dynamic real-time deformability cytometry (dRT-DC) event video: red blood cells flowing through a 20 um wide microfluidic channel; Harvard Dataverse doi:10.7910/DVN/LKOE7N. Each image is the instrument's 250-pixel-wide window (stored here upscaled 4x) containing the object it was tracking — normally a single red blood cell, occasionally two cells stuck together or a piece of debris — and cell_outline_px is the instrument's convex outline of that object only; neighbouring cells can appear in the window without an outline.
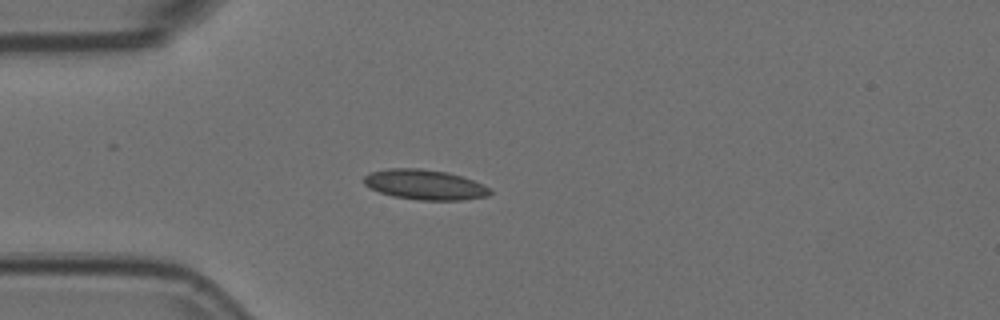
{"species": "Egyptian fruit bat (a non-hibernating species)", "species_latin": "Rousettus aegyptiacus", "temperature_condition": "room temperature", "stored_images_in_passage": 41, "camera_frame_rate_fps": 3000, "um_per_image_px": 0.085, "animal": {"sex": "female"}, "frame": {"image": 1, "passage_image": 1, "time_ms": 0.0, "image_size_px": [1000, 320], "cell_outline_px": [[492, 192], [488, 196], [460, 200], [420, 200], [392, 196], [368, 188], [364, 184], [364, 176], [368, 172], [388, 168], [420, 168], [448, 172], [484, 184]], "centroid_in_image_um": [36.07, 15.69], "position_along_channel_um": 48.9, "area_um2": 22.2}}
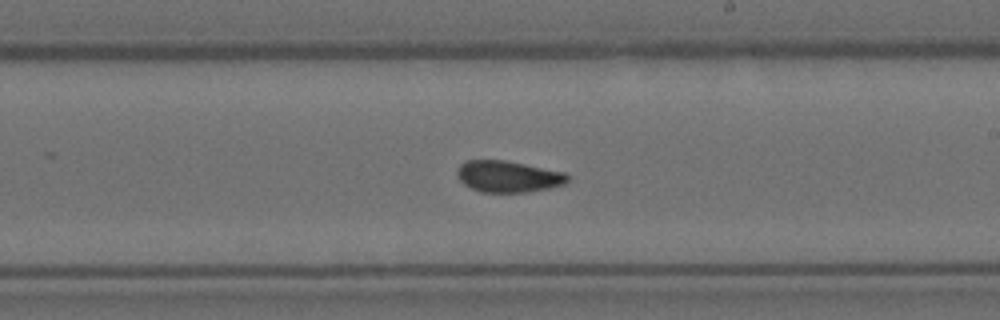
{"frame": {"image": 2, "passage_image": 18, "time_ms": 5.667, "image_size_px": [1000, 320], "cell_outline_px": [[568, 180], [564, 184], [548, 188], [524, 192], [480, 192], [464, 184], [456, 176], [456, 172], [460, 164], [464, 160], [504, 160], [564, 172], [568, 176]], "centroid_in_image_um": [43.14, 14.99], "position_along_channel_um": 245.9, "area_um2": 20.11}}
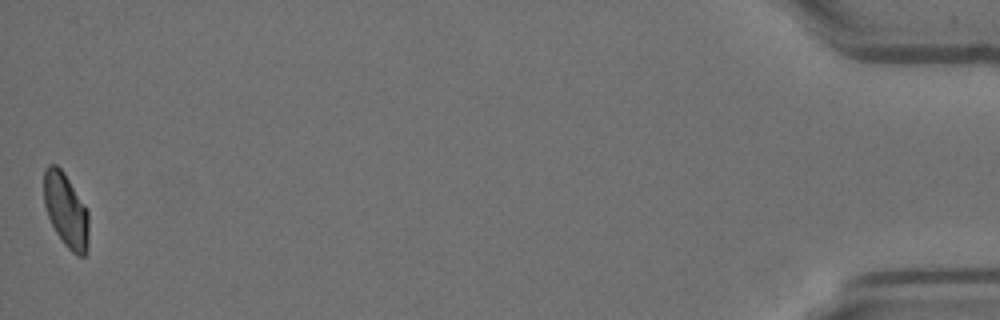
{"frame": {"image": 3, "passage_image": 41, "time_ms": 13.333, "image_size_px": [1000, 320], "cell_outline_px": [[88, 252], [84, 256], [76, 256], [64, 244], [56, 232], [48, 216], [44, 204], [44, 168], [48, 164], [56, 164], [64, 172], [84, 204], [88, 212]], "centroid_in_image_um": [5.61, 17.88], "position_along_channel_um": 429.6, "area_um2": 19.42}, "authors_computed_cell_mechanics": {"area_um2": 20.4034, "velocity_mm_per_s": 3.6801, "shape_relaxation_time_tau1_ms": null, "shape_relaxation_time_tau2_ms": 1.7852, "deformation_change_tau1": null, "deformation_change_tau2": 0.0701}}